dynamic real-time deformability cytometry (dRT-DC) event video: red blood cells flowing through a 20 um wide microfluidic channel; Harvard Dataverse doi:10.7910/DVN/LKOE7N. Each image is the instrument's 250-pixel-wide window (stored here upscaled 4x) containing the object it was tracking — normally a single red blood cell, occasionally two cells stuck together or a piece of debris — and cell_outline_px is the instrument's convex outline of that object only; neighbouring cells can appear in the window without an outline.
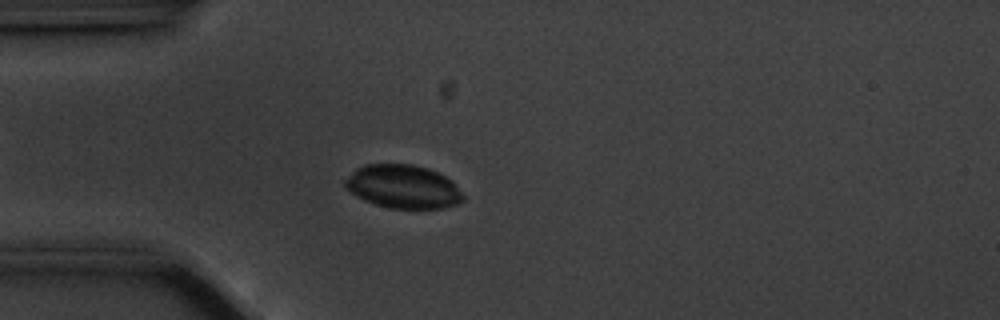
{"species": "common noctule bat (a hibernating species)", "species_latin": "Nyctalus noctula", "temperature_condition": "cold", "stored_images_in_passage": 58, "camera_frame_rate_fps": 3000, "um_per_image_px": 0.085, "animal": {"sex": "male", "body_mass_g": 20.1, "forearm_length_mm": 53.5}, "frame": {"image": 1, "passage_image": 16, "time_ms": 5.0, "image_size_px": [1000, 320], "cell_outline_px": [[464, 200], [456, 204], [444, 208], [388, 208], [364, 200], [356, 196], [344, 184], [344, 180], [356, 168], [364, 164], [412, 164], [428, 168], [452, 180], [464, 196]], "centroid_in_image_um": [34.26, 15.86], "position_along_channel_um": 50.7, "area_um2": 29.77}}
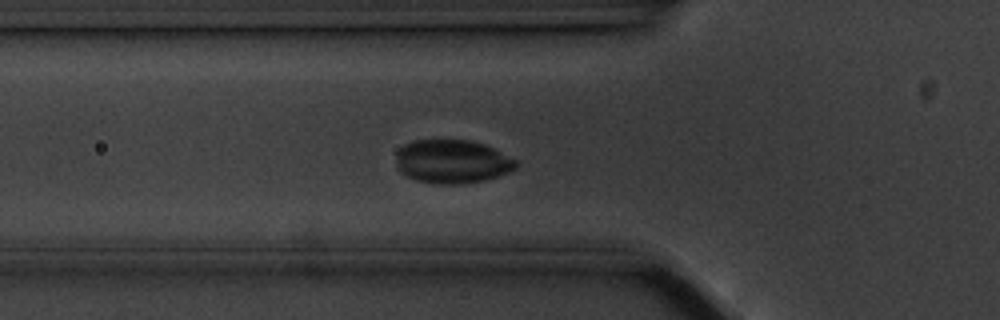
{"frame": {"image": 2, "passage_image": 20, "time_ms": 6.333, "image_size_px": [1000, 320], "cell_outline_px": [[520, 164], [516, 168], [508, 172], [484, 180], [460, 184], [436, 184], [416, 180], [400, 172], [396, 164], [396, 152], [404, 144], [412, 140], [472, 140], [484, 144], [516, 160]], "centroid_in_image_um": [38.41, 13.72], "position_along_channel_um": 87.4, "area_um2": 30.52}}
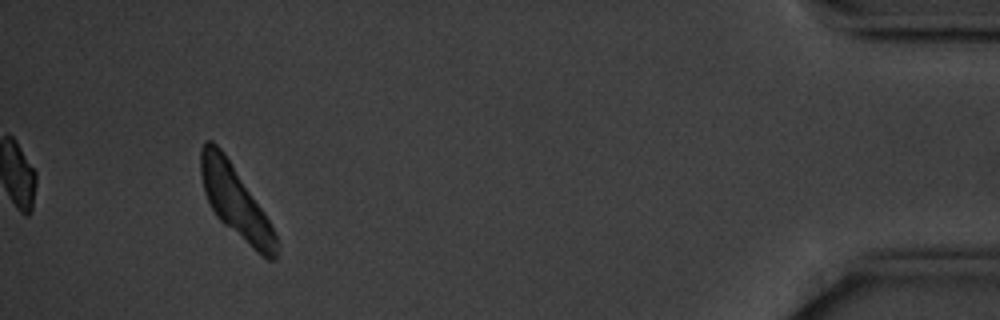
{"frame": {"image": 3, "passage_image": 54, "time_ms": 17.667, "image_size_px": [1000, 320], "cell_outline_px": [[280, 244], [276, 260], [268, 260], [256, 252], [224, 224], [216, 216], [204, 192], [200, 172], [200, 148], [204, 140], [212, 140], [224, 152], [268, 220], [280, 240]], "centroid_in_image_um": [20.03, 17.18], "position_along_channel_um": 415.2, "area_um2": 31.21}}